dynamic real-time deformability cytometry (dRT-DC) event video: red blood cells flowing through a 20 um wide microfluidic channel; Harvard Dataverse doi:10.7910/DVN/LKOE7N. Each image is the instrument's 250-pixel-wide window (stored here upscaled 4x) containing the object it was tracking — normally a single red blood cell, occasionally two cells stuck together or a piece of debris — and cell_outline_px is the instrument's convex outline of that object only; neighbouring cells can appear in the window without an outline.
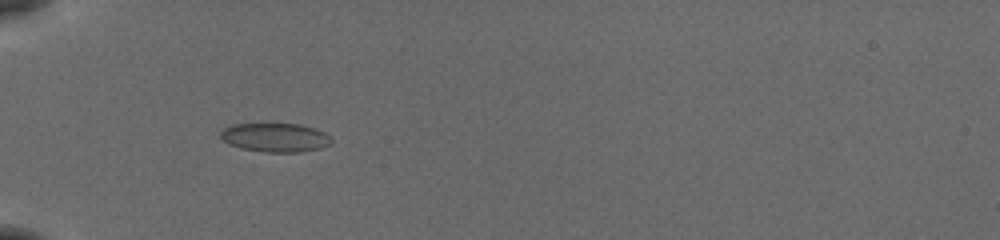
{"species": "common noctule bat (a hibernating species)", "species_latin": "Nyctalus noctula", "temperature_condition": "cold", "stored_images_in_passage": 36, "camera_frame_rate_fps": 3000, "um_per_image_px": 0.085, "animal": {"sex": "female", "body_mass_g": 19.5, "forearm_length_mm": 54.1}, "frame": {"image": 1, "passage_image": 1, "time_ms": 0.0, "image_size_px": [1000, 240], "cell_outline_px": [[332, 144], [320, 148], [300, 152], [264, 152], [240, 148], [228, 144], [220, 136], [220, 132], [224, 128], [232, 124], [300, 124], [324, 132], [332, 140]], "centroid_in_image_um": [23.38, 11.69], "position_along_channel_um": 61.6, "area_um2": 18.61}}
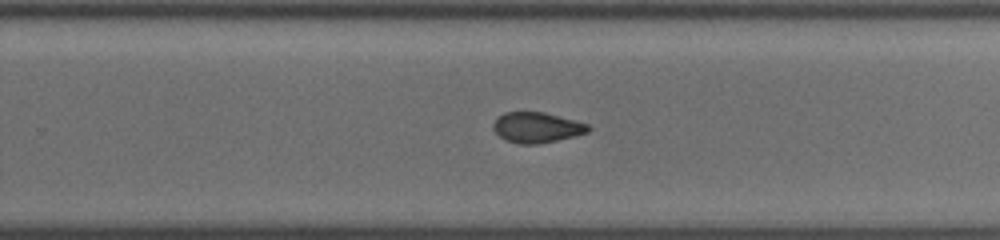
{"frame": {"image": 2, "passage_image": 19, "time_ms": 6.0, "image_size_px": [1000, 240], "cell_outline_px": [[592, 128], [588, 132], [576, 136], [536, 144], [520, 144], [504, 140], [492, 128], [492, 124], [496, 116], [504, 112], [544, 112], [576, 120], [588, 124]], "centroid_in_image_um": [45.61, 10.82], "position_along_channel_um": 284.2, "area_um2": 17.05}}
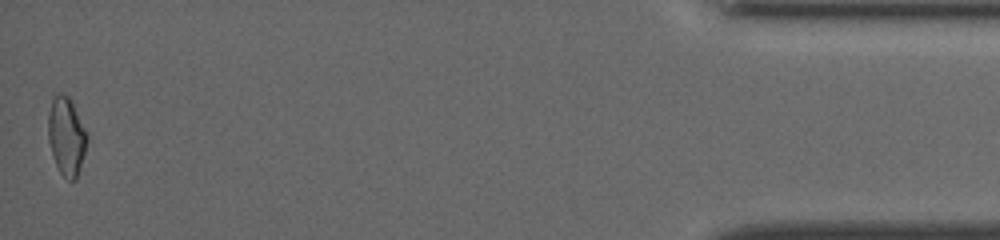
{"frame": {"image": 3, "passage_image": 36, "time_ms": 11.667, "image_size_px": [1000, 240], "cell_outline_px": [[88, 140], [76, 180], [68, 180], [60, 172], [56, 164], [48, 140], [48, 112], [52, 96], [56, 92], [60, 92], [68, 96], [88, 132]], "centroid_in_image_um": [5.64, 11.53], "position_along_channel_um": 429.6, "area_um2": 17.8}, "authors_computed_cell_mechanics": {"area_um2": 17.4556, "velocity_mm_per_s": 3.8962, "shape_relaxation_time_tau1_ms": null, "shape_relaxation_time_tau2_ms": 2.0375, "deformation_change_tau1": null, "deformation_change_tau2": 0.0619}}